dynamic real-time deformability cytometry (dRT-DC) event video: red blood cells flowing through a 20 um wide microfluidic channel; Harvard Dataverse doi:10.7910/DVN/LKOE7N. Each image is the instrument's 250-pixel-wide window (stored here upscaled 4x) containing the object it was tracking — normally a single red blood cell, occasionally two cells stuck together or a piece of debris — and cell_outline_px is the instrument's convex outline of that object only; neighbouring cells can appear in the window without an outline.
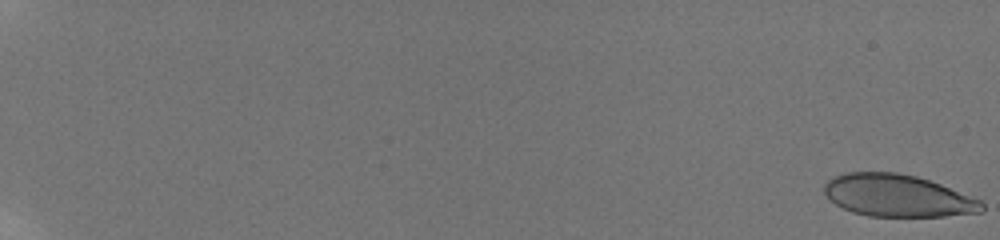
{"species": "human", "species_latin": "Homo sapiens", "temperature_condition": "room temperature", "stored_images_in_passage": 32, "camera_frame_rate_fps": 3000, "um_per_image_px": 0.085, "donor": {"sex": "male"}, "frame": {"image": 1, "passage_image": 1, "time_ms": 0.0, "image_size_px": [1000, 240], "cell_outline_px": [[984, 208], [980, 212], [944, 216], [868, 216], [852, 212], [836, 204], [824, 192], [824, 184], [828, 180], [836, 176], [848, 172], [896, 172], [916, 176], [940, 184], [980, 200], [984, 204]], "centroid_in_image_um": [76.29, 16.63], "position_along_channel_um": 8.7, "area_um2": 38.32}}
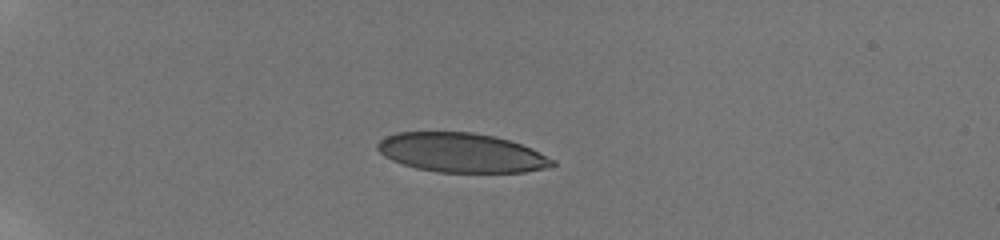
{"frame": {"image": 2, "passage_image": 20, "time_ms": 6.0, "image_size_px": [1000, 240], "cell_outline_px": [[556, 164], [544, 168], [524, 172], [436, 172], [416, 168], [392, 160], [384, 156], [376, 148], [376, 144], [384, 136], [396, 132], [472, 132], [496, 136], [520, 144], [556, 160]], "centroid_in_image_um": [39.18, 12.97], "position_along_channel_um": 45.8, "area_um2": 40.0}}
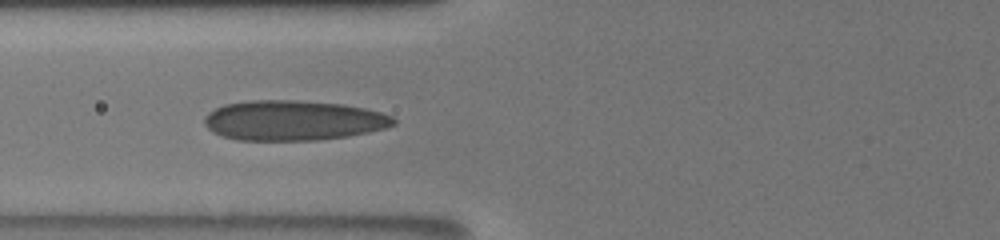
{"frame": {"image": 3, "passage_image": 31, "time_ms": 9.0, "image_size_px": [1000, 240], "cell_outline_px": [[396, 124], [384, 128], [368, 132], [348, 136], [316, 140], [236, 140], [220, 136], [212, 132], [204, 124], [204, 116], [208, 112], [224, 104], [248, 100], [296, 100], [344, 104], [364, 108], [380, 112], [392, 116], [396, 120]], "centroid_in_image_um": [24.89, 10.23], "position_along_channel_um": 100.9, "area_um2": 44.39}}